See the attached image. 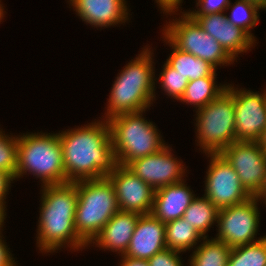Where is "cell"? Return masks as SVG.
<instances>
[{
    "label": "cell",
    "mask_w": 266,
    "mask_h": 266,
    "mask_svg": "<svg viewBox=\"0 0 266 266\" xmlns=\"http://www.w3.org/2000/svg\"><path fill=\"white\" fill-rule=\"evenodd\" d=\"M161 36L162 43L165 42L164 46L168 45L172 50L168 54L166 62L189 81L210 76L216 70L209 62L190 53L180 51L163 34Z\"/></svg>",
    "instance_id": "21"
},
{
    "label": "cell",
    "mask_w": 266,
    "mask_h": 266,
    "mask_svg": "<svg viewBox=\"0 0 266 266\" xmlns=\"http://www.w3.org/2000/svg\"><path fill=\"white\" fill-rule=\"evenodd\" d=\"M190 16L220 43L236 62L242 54L250 52L258 44L246 31L229 22L225 12Z\"/></svg>",
    "instance_id": "16"
},
{
    "label": "cell",
    "mask_w": 266,
    "mask_h": 266,
    "mask_svg": "<svg viewBox=\"0 0 266 266\" xmlns=\"http://www.w3.org/2000/svg\"><path fill=\"white\" fill-rule=\"evenodd\" d=\"M257 199H259L262 203L266 201V175L264 179V183L260 191L255 195Z\"/></svg>",
    "instance_id": "36"
},
{
    "label": "cell",
    "mask_w": 266,
    "mask_h": 266,
    "mask_svg": "<svg viewBox=\"0 0 266 266\" xmlns=\"http://www.w3.org/2000/svg\"><path fill=\"white\" fill-rule=\"evenodd\" d=\"M194 112L195 144L202 154H219L236 141L234 83Z\"/></svg>",
    "instance_id": "6"
},
{
    "label": "cell",
    "mask_w": 266,
    "mask_h": 266,
    "mask_svg": "<svg viewBox=\"0 0 266 266\" xmlns=\"http://www.w3.org/2000/svg\"><path fill=\"white\" fill-rule=\"evenodd\" d=\"M26 133V134H25ZM18 134V166L15 181L30 174L40 187L67 183L62 147L57 132Z\"/></svg>",
    "instance_id": "4"
},
{
    "label": "cell",
    "mask_w": 266,
    "mask_h": 266,
    "mask_svg": "<svg viewBox=\"0 0 266 266\" xmlns=\"http://www.w3.org/2000/svg\"><path fill=\"white\" fill-rule=\"evenodd\" d=\"M228 266H266V236L255 243L233 247Z\"/></svg>",
    "instance_id": "26"
},
{
    "label": "cell",
    "mask_w": 266,
    "mask_h": 266,
    "mask_svg": "<svg viewBox=\"0 0 266 266\" xmlns=\"http://www.w3.org/2000/svg\"><path fill=\"white\" fill-rule=\"evenodd\" d=\"M219 209L206 196H195L189 207L185 210L183 218L203 238L209 237L208 232L217 225Z\"/></svg>",
    "instance_id": "22"
},
{
    "label": "cell",
    "mask_w": 266,
    "mask_h": 266,
    "mask_svg": "<svg viewBox=\"0 0 266 266\" xmlns=\"http://www.w3.org/2000/svg\"><path fill=\"white\" fill-rule=\"evenodd\" d=\"M161 68L159 75L155 74L157 76L155 77V89L158 86V88H161L162 93L164 92L163 94L167 96L166 98H172V100L175 99L178 102L183 96L189 80L178 73L166 61H164Z\"/></svg>",
    "instance_id": "27"
},
{
    "label": "cell",
    "mask_w": 266,
    "mask_h": 266,
    "mask_svg": "<svg viewBox=\"0 0 266 266\" xmlns=\"http://www.w3.org/2000/svg\"><path fill=\"white\" fill-rule=\"evenodd\" d=\"M170 144L160 151L130 162L127 167L143 182L155 190L166 185L179 183L188 177V166L181 158L175 156Z\"/></svg>",
    "instance_id": "11"
},
{
    "label": "cell",
    "mask_w": 266,
    "mask_h": 266,
    "mask_svg": "<svg viewBox=\"0 0 266 266\" xmlns=\"http://www.w3.org/2000/svg\"><path fill=\"white\" fill-rule=\"evenodd\" d=\"M260 10L261 8L259 6L248 2L247 0H235L234 3L230 0V3L225 10V14L229 22L242 28L257 42V37L251 32L260 22Z\"/></svg>",
    "instance_id": "25"
},
{
    "label": "cell",
    "mask_w": 266,
    "mask_h": 266,
    "mask_svg": "<svg viewBox=\"0 0 266 266\" xmlns=\"http://www.w3.org/2000/svg\"><path fill=\"white\" fill-rule=\"evenodd\" d=\"M148 110L150 108L119 114L108 120L118 165L127 166L136 159L160 151L168 144L157 124L146 118Z\"/></svg>",
    "instance_id": "5"
},
{
    "label": "cell",
    "mask_w": 266,
    "mask_h": 266,
    "mask_svg": "<svg viewBox=\"0 0 266 266\" xmlns=\"http://www.w3.org/2000/svg\"><path fill=\"white\" fill-rule=\"evenodd\" d=\"M184 0H154V3H157V8L165 15L174 14V13H183L182 3ZM181 9V10H180Z\"/></svg>",
    "instance_id": "32"
},
{
    "label": "cell",
    "mask_w": 266,
    "mask_h": 266,
    "mask_svg": "<svg viewBox=\"0 0 266 266\" xmlns=\"http://www.w3.org/2000/svg\"><path fill=\"white\" fill-rule=\"evenodd\" d=\"M169 16L172 18L167 19L168 22L166 20L160 33L177 49L209 62L217 70L222 66L225 68L224 66L235 65L236 61L220 43L206 33L188 13L169 14L165 18Z\"/></svg>",
    "instance_id": "8"
},
{
    "label": "cell",
    "mask_w": 266,
    "mask_h": 266,
    "mask_svg": "<svg viewBox=\"0 0 266 266\" xmlns=\"http://www.w3.org/2000/svg\"><path fill=\"white\" fill-rule=\"evenodd\" d=\"M76 187L75 230L89 245L119 210L117 197L108 177L77 181Z\"/></svg>",
    "instance_id": "7"
},
{
    "label": "cell",
    "mask_w": 266,
    "mask_h": 266,
    "mask_svg": "<svg viewBox=\"0 0 266 266\" xmlns=\"http://www.w3.org/2000/svg\"><path fill=\"white\" fill-rule=\"evenodd\" d=\"M203 237L183 217L165 223V241L168 249L181 253L192 252Z\"/></svg>",
    "instance_id": "23"
},
{
    "label": "cell",
    "mask_w": 266,
    "mask_h": 266,
    "mask_svg": "<svg viewBox=\"0 0 266 266\" xmlns=\"http://www.w3.org/2000/svg\"><path fill=\"white\" fill-rule=\"evenodd\" d=\"M220 154L236 171L241 185L255 196L266 175V151L258 142L235 141Z\"/></svg>",
    "instance_id": "12"
},
{
    "label": "cell",
    "mask_w": 266,
    "mask_h": 266,
    "mask_svg": "<svg viewBox=\"0 0 266 266\" xmlns=\"http://www.w3.org/2000/svg\"><path fill=\"white\" fill-rule=\"evenodd\" d=\"M127 0H69V8L87 26L101 30L130 22L131 9ZM128 5V6H127ZM129 21V22H128Z\"/></svg>",
    "instance_id": "15"
},
{
    "label": "cell",
    "mask_w": 266,
    "mask_h": 266,
    "mask_svg": "<svg viewBox=\"0 0 266 266\" xmlns=\"http://www.w3.org/2000/svg\"><path fill=\"white\" fill-rule=\"evenodd\" d=\"M139 217V213L118 210L88 247L124 255Z\"/></svg>",
    "instance_id": "18"
},
{
    "label": "cell",
    "mask_w": 266,
    "mask_h": 266,
    "mask_svg": "<svg viewBox=\"0 0 266 266\" xmlns=\"http://www.w3.org/2000/svg\"><path fill=\"white\" fill-rule=\"evenodd\" d=\"M259 203L262 204L259 199L252 196L243 203L220 209L217 216V233L213 238L231 248L263 239L266 234L261 236L258 233L261 227ZM257 234L260 237H257Z\"/></svg>",
    "instance_id": "9"
},
{
    "label": "cell",
    "mask_w": 266,
    "mask_h": 266,
    "mask_svg": "<svg viewBox=\"0 0 266 266\" xmlns=\"http://www.w3.org/2000/svg\"><path fill=\"white\" fill-rule=\"evenodd\" d=\"M195 8L183 10L189 15H205L214 13H224L230 0H195Z\"/></svg>",
    "instance_id": "29"
},
{
    "label": "cell",
    "mask_w": 266,
    "mask_h": 266,
    "mask_svg": "<svg viewBox=\"0 0 266 266\" xmlns=\"http://www.w3.org/2000/svg\"><path fill=\"white\" fill-rule=\"evenodd\" d=\"M150 46L151 44L142 47L139 54L118 72L101 119L109 120L119 114L149 109L156 103V49Z\"/></svg>",
    "instance_id": "3"
},
{
    "label": "cell",
    "mask_w": 266,
    "mask_h": 266,
    "mask_svg": "<svg viewBox=\"0 0 266 266\" xmlns=\"http://www.w3.org/2000/svg\"><path fill=\"white\" fill-rule=\"evenodd\" d=\"M108 178L114 185L119 210L140 215L151 212L155 189L143 182L127 166L117 164Z\"/></svg>",
    "instance_id": "14"
},
{
    "label": "cell",
    "mask_w": 266,
    "mask_h": 266,
    "mask_svg": "<svg viewBox=\"0 0 266 266\" xmlns=\"http://www.w3.org/2000/svg\"><path fill=\"white\" fill-rule=\"evenodd\" d=\"M119 257L121 259L118 266H150L148 260L130 258L125 255H121Z\"/></svg>",
    "instance_id": "34"
},
{
    "label": "cell",
    "mask_w": 266,
    "mask_h": 266,
    "mask_svg": "<svg viewBox=\"0 0 266 266\" xmlns=\"http://www.w3.org/2000/svg\"><path fill=\"white\" fill-rule=\"evenodd\" d=\"M99 118L58 131L67 183L108 177L117 165L109 122Z\"/></svg>",
    "instance_id": "1"
},
{
    "label": "cell",
    "mask_w": 266,
    "mask_h": 266,
    "mask_svg": "<svg viewBox=\"0 0 266 266\" xmlns=\"http://www.w3.org/2000/svg\"><path fill=\"white\" fill-rule=\"evenodd\" d=\"M15 182L14 178L4 172L0 171V202L7 208V196L9 194V190L11 192V186Z\"/></svg>",
    "instance_id": "33"
},
{
    "label": "cell",
    "mask_w": 266,
    "mask_h": 266,
    "mask_svg": "<svg viewBox=\"0 0 266 266\" xmlns=\"http://www.w3.org/2000/svg\"><path fill=\"white\" fill-rule=\"evenodd\" d=\"M262 12L263 10L266 11V0L264 1V4L260 7Z\"/></svg>",
    "instance_id": "40"
},
{
    "label": "cell",
    "mask_w": 266,
    "mask_h": 266,
    "mask_svg": "<svg viewBox=\"0 0 266 266\" xmlns=\"http://www.w3.org/2000/svg\"><path fill=\"white\" fill-rule=\"evenodd\" d=\"M186 180L155 190L150 212L154 217L163 223L183 217L185 210L197 195L191 186L186 184Z\"/></svg>",
    "instance_id": "19"
},
{
    "label": "cell",
    "mask_w": 266,
    "mask_h": 266,
    "mask_svg": "<svg viewBox=\"0 0 266 266\" xmlns=\"http://www.w3.org/2000/svg\"><path fill=\"white\" fill-rule=\"evenodd\" d=\"M39 194L41 202L35 235L38 253L50 255L66 248L71 253H82L89 249L75 230L76 182L42 186Z\"/></svg>",
    "instance_id": "2"
},
{
    "label": "cell",
    "mask_w": 266,
    "mask_h": 266,
    "mask_svg": "<svg viewBox=\"0 0 266 266\" xmlns=\"http://www.w3.org/2000/svg\"><path fill=\"white\" fill-rule=\"evenodd\" d=\"M248 2L254 3L257 6L261 7L264 4L265 0H247Z\"/></svg>",
    "instance_id": "39"
},
{
    "label": "cell",
    "mask_w": 266,
    "mask_h": 266,
    "mask_svg": "<svg viewBox=\"0 0 266 266\" xmlns=\"http://www.w3.org/2000/svg\"><path fill=\"white\" fill-rule=\"evenodd\" d=\"M236 141L258 142L266 128V88L234 86Z\"/></svg>",
    "instance_id": "13"
},
{
    "label": "cell",
    "mask_w": 266,
    "mask_h": 266,
    "mask_svg": "<svg viewBox=\"0 0 266 266\" xmlns=\"http://www.w3.org/2000/svg\"><path fill=\"white\" fill-rule=\"evenodd\" d=\"M260 146L266 151V128L262 133L260 140L258 141Z\"/></svg>",
    "instance_id": "37"
},
{
    "label": "cell",
    "mask_w": 266,
    "mask_h": 266,
    "mask_svg": "<svg viewBox=\"0 0 266 266\" xmlns=\"http://www.w3.org/2000/svg\"><path fill=\"white\" fill-rule=\"evenodd\" d=\"M167 248L165 241V223L151 213L138 218L125 256L148 260L156 253Z\"/></svg>",
    "instance_id": "17"
},
{
    "label": "cell",
    "mask_w": 266,
    "mask_h": 266,
    "mask_svg": "<svg viewBox=\"0 0 266 266\" xmlns=\"http://www.w3.org/2000/svg\"><path fill=\"white\" fill-rule=\"evenodd\" d=\"M8 246L3 231H0V266H19Z\"/></svg>",
    "instance_id": "31"
},
{
    "label": "cell",
    "mask_w": 266,
    "mask_h": 266,
    "mask_svg": "<svg viewBox=\"0 0 266 266\" xmlns=\"http://www.w3.org/2000/svg\"><path fill=\"white\" fill-rule=\"evenodd\" d=\"M17 166L18 134H8L0 128V171L10 174L15 180Z\"/></svg>",
    "instance_id": "28"
},
{
    "label": "cell",
    "mask_w": 266,
    "mask_h": 266,
    "mask_svg": "<svg viewBox=\"0 0 266 266\" xmlns=\"http://www.w3.org/2000/svg\"><path fill=\"white\" fill-rule=\"evenodd\" d=\"M231 249L213 237L203 238L190 253L187 266H228Z\"/></svg>",
    "instance_id": "24"
},
{
    "label": "cell",
    "mask_w": 266,
    "mask_h": 266,
    "mask_svg": "<svg viewBox=\"0 0 266 266\" xmlns=\"http://www.w3.org/2000/svg\"><path fill=\"white\" fill-rule=\"evenodd\" d=\"M180 254L184 253L166 248L149 258L148 262L150 266H186L187 264H184Z\"/></svg>",
    "instance_id": "30"
},
{
    "label": "cell",
    "mask_w": 266,
    "mask_h": 266,
    "mask_svg": "<svg viewBox=\"0 0 266 266\" xmlns=\"http://www.w3.org/2000/svg\"><path fill=\"white\" fill-rule=\"evenodd\" d=\"M216 71L217 69L210 76L189 81L179 102L193 106L195 109L193 111H197L216 99L228 85L227 82L218 84Z\"/></svg>",
    "instance_id": "20"
},
{
    "label": "cell",
    "mask_w": 266,
    "mask_h": 266,
    "mask_svg": "<svg viewBox=\"0 0 266 266\" xmlns=\"http://www.w3.org/2000/svg\"><path fill=\"white\" fill-rule=\"evenodd\" d=\"M209 159L204 176V196L217 208L223 209L247 201L252 196L241 185L239 176L219 154H204Z\"/></svg>",
    "instance_id": "10"
},
{
    "label": "cell",
    "mask_w": 266,
    "mask_h": 266,
    "mask_svg": "<svg viewBox=\"0 0 266 266\" xmlns=\"http://www.w3.org/2000/svg\"><path fill=\"white\" fill-rule=\"evenodd\" d=\"M6 218H7V208L0 202V231H4L5 227L4 223H6Z\"/></svg>",
    "instance_id": "35"
},
{
    "label": "cell",
    "mask_w": 266,
    "mask_h": 266,
    "mask_svg": "<svg viewBox=\"0 0 266 266\" xmlns=\"http://www.w3.org/2000/svg\"><path fill=\"white\" fill-rule=\"evenodd\" d=\"M6 7L3 5L2 0H0V24H2L1 22L4 20V18L6 17L5 15L7 14V12L4 10Z\"/></svg>",
    "instance_id": "38"
}]
</instances>
